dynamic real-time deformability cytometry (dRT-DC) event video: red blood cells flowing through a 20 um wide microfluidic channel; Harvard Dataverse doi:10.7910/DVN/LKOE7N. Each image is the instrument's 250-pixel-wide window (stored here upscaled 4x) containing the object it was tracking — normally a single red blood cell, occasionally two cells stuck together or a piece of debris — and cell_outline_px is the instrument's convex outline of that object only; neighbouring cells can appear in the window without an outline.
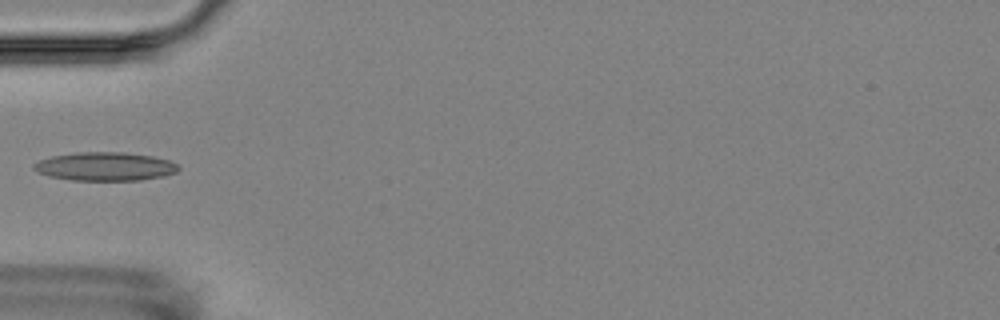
{"species": "Egyptian fruit bat (a non-hibernating species)", "species_latin": "Rousettus aegyptiacus", "temperature_condition": "room temperature", "stored_images_in_passage": 5, "camera_frame_rate_fps": 3000, "um_per_image_px": 0.085, "animal": {"sex": "female"}, "frame": {"image": 1, "passage_image": 4, "time_ms": 3.667, "image_size_px": [1000, 320], "cell_outline_px": [[180, 168], [176, 172], [164, 176], [140, 180], [72, 180], [48, 176], [36, 172], [32, 168], [32, 164], [40, 160], [52, 156], [76, 152], [124, 152], [152, 156], [168, 160], [176, 164]], "centroid_in_image_um": [8.9, 14.15], "position_along_channel_um": 76.1, "area_um2": 24.1}}